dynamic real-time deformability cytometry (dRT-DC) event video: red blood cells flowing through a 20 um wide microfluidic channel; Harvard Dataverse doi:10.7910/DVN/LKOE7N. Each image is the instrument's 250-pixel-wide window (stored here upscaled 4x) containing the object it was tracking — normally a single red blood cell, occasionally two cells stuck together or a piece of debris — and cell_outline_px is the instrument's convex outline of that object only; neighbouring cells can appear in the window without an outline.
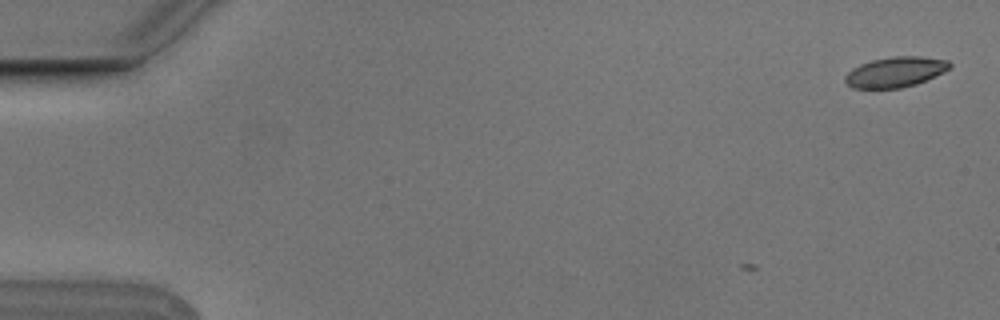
{"species": "Egyptian fruit bat (a non-hibernating species)", "species_latin": "Rousettus aegyptiacus", "temperature_condition": "cold", "stored_images_in_passage": 2, "camera_frame_rate_fps": 3000, "um_per_image_px": 0.085, "animal": {"sex": "male"}, "frame": {"image": 1, "passage_image": 2, "time_ms": 0.333, "image_size_px": [1000, 320], "cell_outline_px": [[952, 68], [944, 72], [916, 84], [900, 88], [852, 88], [844, 80], [844, 76], [852, 68], [860, 64], [872, 60], [892, 56], [920, 56], [948, 60], [952, 64]], "centroid_in_image_um": [76.12, 6.11], "position_along_channel_um": 8.9, "area_um2": 18.55}}